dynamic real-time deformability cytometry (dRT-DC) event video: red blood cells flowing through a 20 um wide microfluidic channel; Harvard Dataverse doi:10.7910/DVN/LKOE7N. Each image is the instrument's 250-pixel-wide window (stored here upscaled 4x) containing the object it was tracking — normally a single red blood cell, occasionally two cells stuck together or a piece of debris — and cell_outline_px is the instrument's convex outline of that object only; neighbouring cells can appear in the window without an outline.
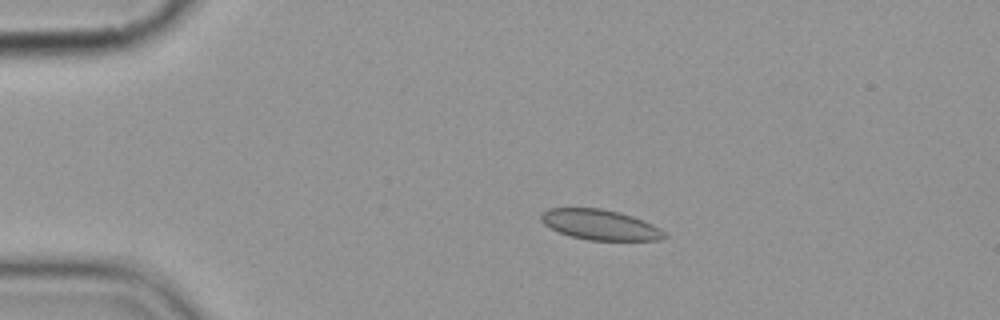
{"species": "common noctule bat (a hibernating species)", "species_latin": "Nyctalus noctula", "temperature_condition": "cold", "stored_images_in_passage": 6, "camera_frame_rate_fps": 3000, "um_per_image_px": 0.085, "animal": {"sex": "female", "body_mass_g": 19.9}, "frame": {"image": 1, "passage_image": 3, "time_ms": 2.333, "image_size_px": [1000, 320], "cell_outline_px": [[668, 236], [660, 240], [588, 240], [572, 236], [560, 232], [544, 224], [540, 220], [540, 212], [548, 208], [600, 208], [620, 212], [632, 216], [652, 224], [660, 228]], "centroid_in_image_um": [51.0, 19.09], "position_along_channel_um": 34.0, "area_um2": 21.73}}
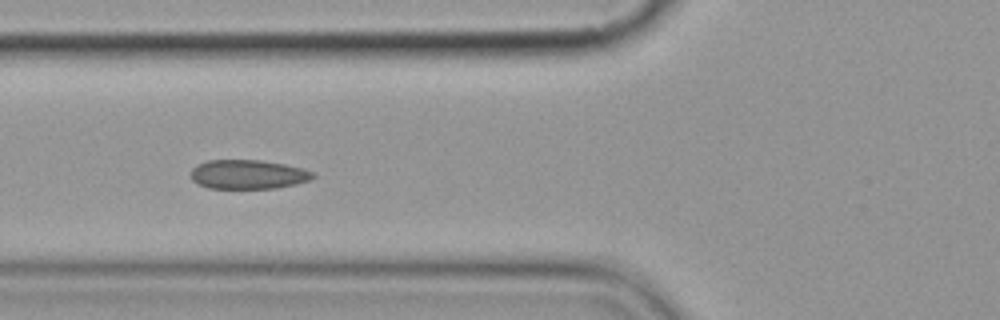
{"frame": {"image": 2, "passage_image": 5, "time_ms": 5.667, "image_size_px": [1000, 320], "cell_outline_px": [[316, 176], [308, 180], [296, 184], [276, 188], [208, 188], [192, 180], [192, 168], [196, 164], [208, 160], [260, 160], [284, 164], [304, 168], [312, 172]], "centroid_in_image_um": [21.09, 14.82], "position_along_channel_um": 104.7, "area_um2": 20.69}}
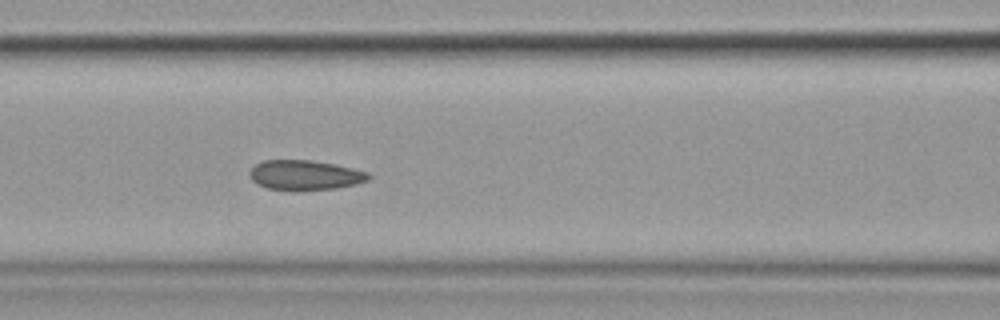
{"frame": {"image": 3, "passage_image": 6, "time_ms": 6.667, "image_size_px": [1000, 320], "cell_outline_px": [[372, 176], [368, 180], [356, 184], [336, 188], [296, 192], [292, 192], [268, 188], [256, 184], [252, 180], [248, 172], [256, 164], [264, 160], [312, 160], [336, 164], [368, 172]], "centroid_in_image_um": [25.92, 14.9], "position_along_channel_um": 140.7, "area_um2": 21.15}}